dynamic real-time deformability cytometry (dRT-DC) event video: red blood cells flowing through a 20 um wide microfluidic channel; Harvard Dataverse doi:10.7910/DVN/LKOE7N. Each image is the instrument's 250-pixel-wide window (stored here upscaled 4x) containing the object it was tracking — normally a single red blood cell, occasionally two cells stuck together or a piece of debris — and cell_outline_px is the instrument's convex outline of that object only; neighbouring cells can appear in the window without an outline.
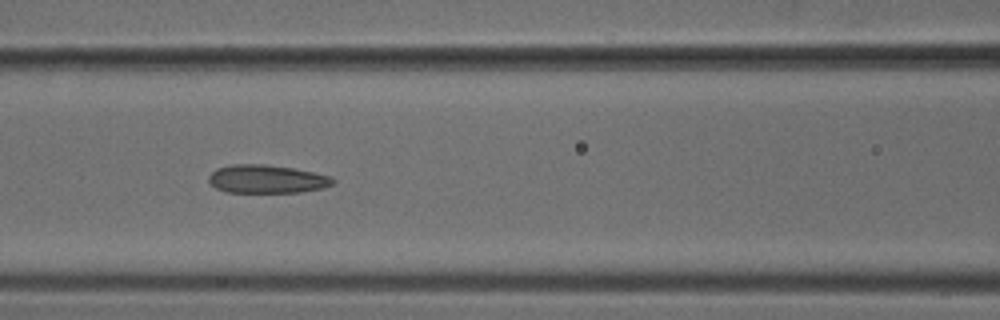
{"species": "common noctule bat (a hibernating species)", "species_latin": "Nyctalus noctula", "temperature_condition": "cold", "stored_images_in_passage": 32, "camera_frame_rate_fps": 3000, "um_per_image_px": 0.085, "animal": {"sex": "male", "body_mass_g": 18.8}, "frame": {"image": 1, "passage_image": 9, "time_ms": 2.667, "image_size_px": [1000, 320], "cell_outline_px": [[336, 180], [332, 184], [324, 188], [300, 192], [224, 192], [216, 188], [208, 180], [208, 176], [216, 168], [232, 164], [264, 164], [292, 168], [332, 176]], "centroid_in_image_um": [22.67, 15.22], "position_along_channel_um": 143.9, "area_um2": 20.52}}
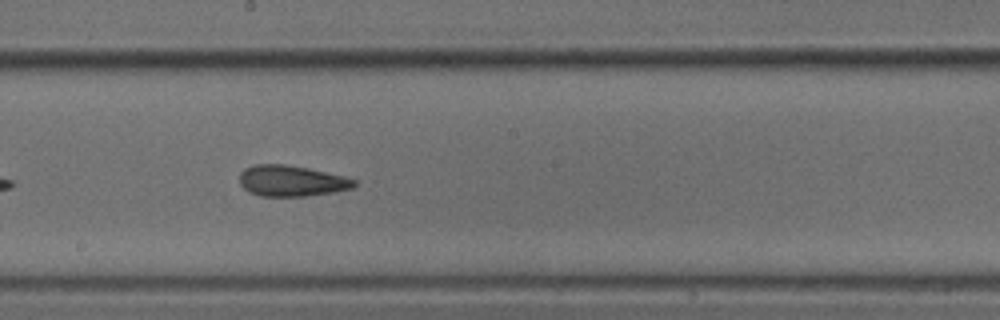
{"frame": {"image": 2, "passage_image": 15, "time_ms": 4.667, "image_size_px": [1000, 320], "cell_outline_px": [[356, 184], [352, 188], [332, 192], [304, 196], [260, 196], [248, 192], [240, 184], [240, 172], [244, 168], [256, 164], [284, 164], [308, 168], [344, 176], [356, 180]], "centroid_in_image_um": [24.74, 15.37], "position_along_channel_um": 223.5, "area_um2": 20.63}}
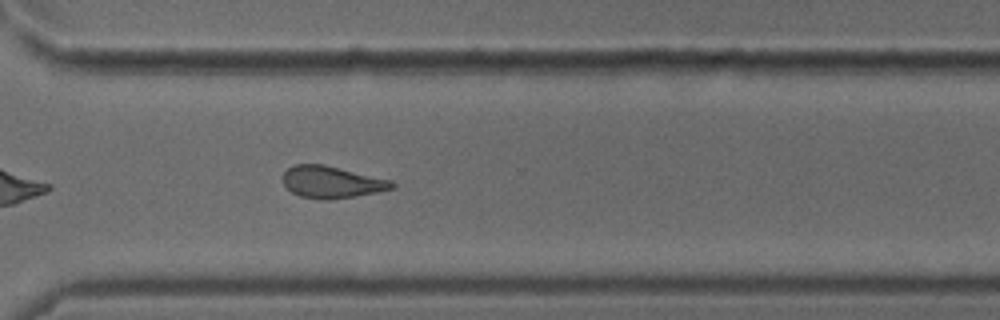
{"frame": {"image": 3, "passage_image": 24, "time_ms": 7.667, "image_size_px": [1000, 320], "cell_outline_px": [[396, 188], [376, 192], [328, 200], [320, 200], [300, 196], [292, 192], [284, 184], [284, 172], [292, 164], [324, 164], [392, 180], [396, 184]], "centroid_in_image_um": [28.21, 15.47], "position_along_channel_um": 342.4, "area_um2": 20.29}}